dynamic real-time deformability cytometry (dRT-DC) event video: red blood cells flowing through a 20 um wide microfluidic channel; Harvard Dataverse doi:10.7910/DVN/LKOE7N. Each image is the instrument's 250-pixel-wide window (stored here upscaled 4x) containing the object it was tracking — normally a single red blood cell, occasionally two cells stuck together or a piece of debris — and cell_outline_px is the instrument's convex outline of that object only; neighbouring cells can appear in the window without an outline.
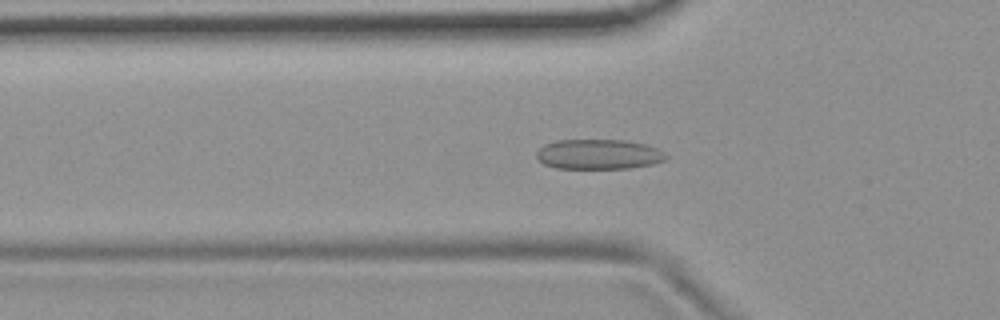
{"species": "common noctule bat (a hibernating species)", "species_latin": "Nyctalus noctula", "temperature_condition": "room temperature", "stored_images_in_passage": 54, "camera_frame_rate_fps": 3000, "um_per_image_px": 0.085, "animal": {"sex": "female", "body_mass_g": 19.9}, "frame": {"image": 1, "passage_image": 18, "time_ms": 5.667, "image_size_px": [1000, 320], "cell_outline_px": [[668, 156], [664, 160], [652, 164], [628, 168], [556, 168], [544, 164], [536, 156], [536, 152], [544, 144], [556, 140], [624, 140], [644, 144], [656, 148], [664, 152]], "centroid_in_image_um": [50.86, 13.11], "position_along_channel_um": 74.9, "area_um2": 22.48}}
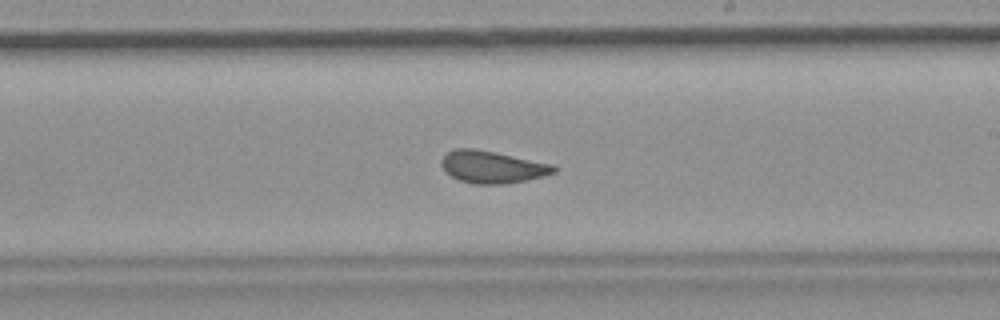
{"frame": {"image": 2, "passage_image": 32, "time_ms": 10.333, "image_size_px": [1000, 320], "cell_outline_px": [[556, 172], [544, 176], [528, 180], [504, 184], [476, 184], [460, 180], [444, 172], [440, 164], [440, 160], [448, 152], [456, 148], [476, 148], [556, 164]], "centroid_in_image_um": [41.87, 14.18], "position_along_channel_um": 247.1, "area_um2": 21.44}}
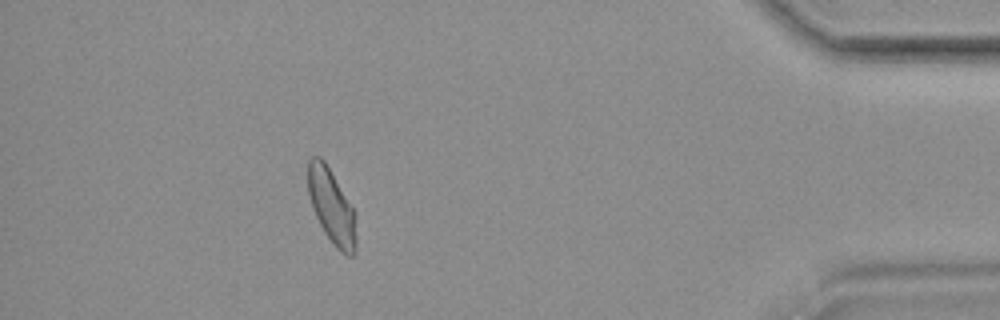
{"frame": {"image": 3, "passage_image": 49, "time_ms": 16.0, "image_size_px": [1000, 320], "cell_outline_px": [[356, 252], [352, 256], [348, 256], [340, 252], [332, 244], [324, 232], [312, 208], [308, 192], [308, 160], [312, 156], [320, 156], [324, 160], [356, 212]], "centroid_in_image_um": [28.21, 17.58], "position_along_channel_um": 407.0, "area_um2": 21.21}, "authors_computed_cell_mechanics": {"area_um2": 21.5883, "velocity_mm_per_s": 3.6941, "shape_relaxation_time_tau1_ms": null, "shape_relaxation_time_tau2_ms": 1.1331, "deformation_change_tau1": null, "deformation_change_tau2": 0.0693}}